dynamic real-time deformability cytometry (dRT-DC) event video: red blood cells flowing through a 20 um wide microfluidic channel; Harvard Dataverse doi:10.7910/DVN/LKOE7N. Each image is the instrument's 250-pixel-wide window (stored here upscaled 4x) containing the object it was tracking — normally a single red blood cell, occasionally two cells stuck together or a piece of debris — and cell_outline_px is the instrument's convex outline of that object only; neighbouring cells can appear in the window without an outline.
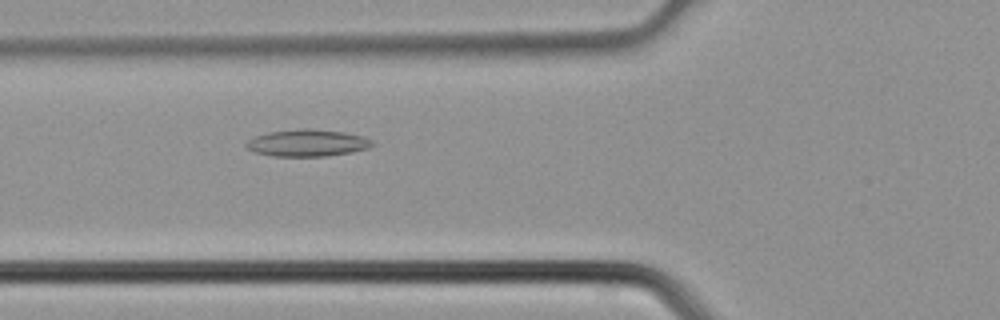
{"species": "common noctule bat (a hibernating species)", "species_latin": "Nyctalus noctula", "temperature_condition": "cold", "stored_images_in_passage": 3, "camera_frame_rate_fps": 3000, "um_per_image_px": 0.085, "animal": {"sex": "male", "body_mass_g": 21.5, "forearm_length_mm": 52.0}, "frame": {"image": 1, "passage_image": 3, "time_ms": 0.667, "image_size_px": [1000, 320], "cell_outline_px": [[376, 144], [368, 148], [352, 152], [328, 156], [272, 156], [256, 152], [244, 148], [244, 144], [252, 136], [268, 132], [300, 128], [308, 128], [344, 132], [364, 136], [372, 140]], "centroid_in_image_um": [26.11, 12.14], "position_along_channel_um": 99.7, "area_um2": 20.11}}